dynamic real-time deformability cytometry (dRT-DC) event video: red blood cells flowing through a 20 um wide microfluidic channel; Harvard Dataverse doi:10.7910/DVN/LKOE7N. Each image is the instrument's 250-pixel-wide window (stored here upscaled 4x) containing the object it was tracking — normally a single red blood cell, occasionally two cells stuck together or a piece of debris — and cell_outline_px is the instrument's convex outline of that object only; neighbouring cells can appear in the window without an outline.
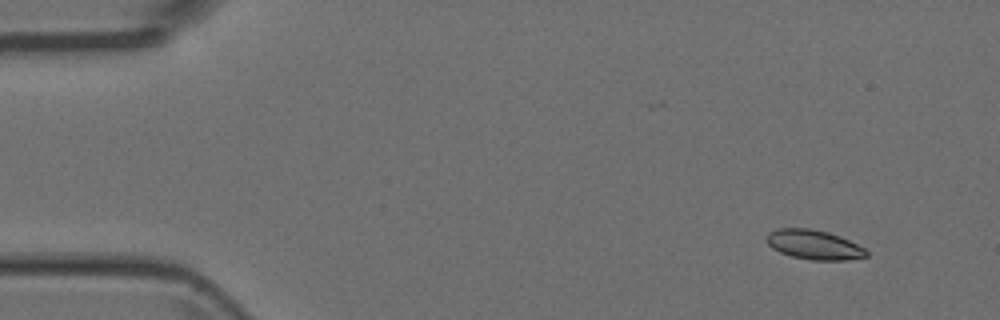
{"species": "Egyptian fruit bat (a non-hibernating species)", "species_latin": "Rousettus aegyptiacus", "temperature_condition": "room temperature", "stored_images_in_passage": 5, "camera_frame_rate_fps": 3000, "um_per_image_px": 0.085, "animal": {"sex": "female"}, "frame": {"image": 1, "passage_image": 2, "time_ms": 0.333, "image_size_px": [1000, 320], "cell_outline_px": [[868, 256], [844, 260], [812, 260], [792, 256], [780, 252], [772, 248], [768, 244], [768, 232], [776, 228], [812, 228], [828, 232], [840, 236], [864, 248], [868, 252]], "centroid_in_image_um": [69.18, 20.79], "position_along_channel_um": 15.8, "area_um2": 17.05}}